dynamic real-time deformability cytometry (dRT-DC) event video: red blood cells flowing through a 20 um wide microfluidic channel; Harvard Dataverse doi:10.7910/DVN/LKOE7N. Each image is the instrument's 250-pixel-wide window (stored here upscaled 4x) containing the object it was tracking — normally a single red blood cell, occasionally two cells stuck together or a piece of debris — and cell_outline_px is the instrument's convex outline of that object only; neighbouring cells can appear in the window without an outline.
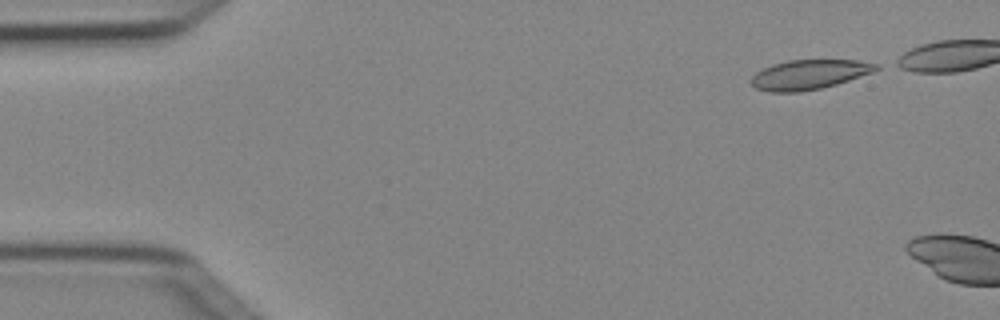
{"species": "Egyptian fruit bat (a non-hibernating species)", "species_latin": "Rousettus aegyptiacus", "temperature_condition": "cold", "stored_images_in_passage": 2, "camera_frame_rate_fps": 3000, "um_per_image_px": 0.085, "animal": {"sex": "female"}, "frame": {"image": 1, "passage_image": 1, "time_ms": 0.0, "image_size_px": [1000, 320], "cell_outline_px": [[880, 68], [872, 72], [836, 84], [820, 88], [800, 92], [768, 92], [756, 88], [748, 80], [756, 72], [772, 64], [788, 60], [856, 60], [880, 64]], "centroid_in_image_um": [68.75, 6.33], "position_along_channel_um": 16.3, "area_um2": 21.56}}